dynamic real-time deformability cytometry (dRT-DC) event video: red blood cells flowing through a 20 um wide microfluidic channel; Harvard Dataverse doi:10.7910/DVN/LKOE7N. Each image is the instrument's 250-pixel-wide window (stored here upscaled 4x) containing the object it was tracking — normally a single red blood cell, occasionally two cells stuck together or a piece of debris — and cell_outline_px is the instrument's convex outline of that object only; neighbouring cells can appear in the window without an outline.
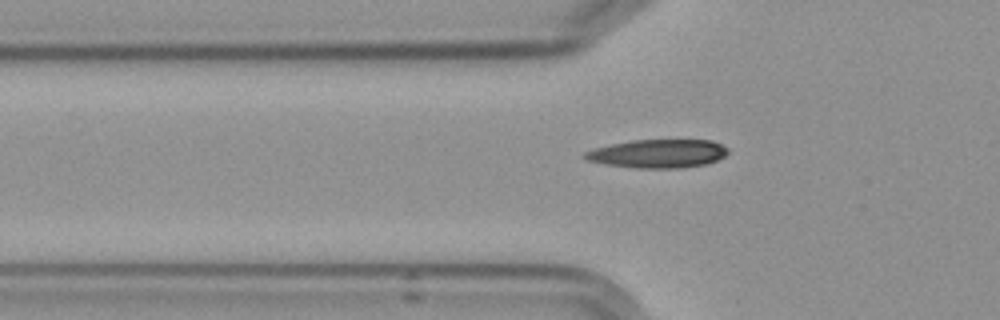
{"species": "Egyptian fruit bat (a non-hibernating species)", "species_latin": "Rousettus aegyptiacus", "temperature_condition": "cold", "stored_images_in_passage": 5, "segment_of_instrument_passage": [2, 2], "camera_frame_rate_fps": 3000, "um_per_image_px": 0.085, "frame": {"image": 1, "passage_image": 5, "time_ms": 5.0, "image_size_px": [1000, 320], "cell_outline_px": [[728, 152], [724, 156], [716, 160], [704, 164], [684, 168], [636, 168], [604, 164], [588, 160], [580, 156], [584, 152], [596, 148], [612, 144], [632, 140], [712, 140], [728, 148]], "centroid_in_image_um": [55.91, 13.06], "position_along_channel_um": 69.9, "area_um2": 23.7}}